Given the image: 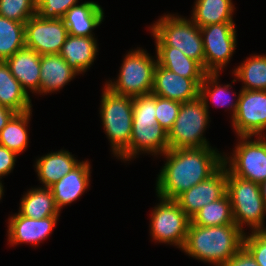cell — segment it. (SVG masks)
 <instances>
[{"mask_svg":"<svg viewBox=\"0 0 266 266\" xmlns=\"http://www.w3.org/2000/svg\"><path fill=\"white\" fill-rule=\"evenodd\" d=\"M215 148L168 149L166 163L157 175V197L175 200L184 191L206 180L223 165V155Z\"/></svg>","mask_w":266,"mask_h":266,"instance_id":"obj_1","label":"cell"},{"mask_svg":"<svg viewBox=\"0 0 266 266\" xmlns=\"http://www.w3.org/2000/svg\"><path fill=\"white\" fill-rule=\"evenodd\" d=\"M244 235L235 223L207 227L190 221L182 251L204 263L222 266L243 247Z\"/></svg>","mask_w":266,"mask_h":266,"instance_id":"obj_2","label":"cell"},{"mask_svg":"<svg viewBox=\"0 0 266 266\" xmlns=\"http://www.w3.org/2000/svg\"><path fill=\"white\" fill-rule=\"evenodd\" d=\"M100 117L115 157L130 161V140L133 121V97L102 90Z\"/></svg>","mask_w":266,"mask_h":266,"instance_id":"obj_3","label":"cell"},{"mask_svg":"<svg viewBox=\"0 0 266 266\" xmlns=\"http://www.w3.org/2000/svg\"><path fill=\"white\" fill-rule=\"evenodd\" d=\"M156 47H174L204 68V46L200 28L191 20L165 14L149 27Z\"/></svg>","mask_w":266,"mask_h":266,"instance_id":"obj_4","label":"cell"},{"mask_svg":"<svg viewBox=\"0 0 266 266\" xmlns=\"http://www.w3.org/2000/svg\"><path fill=\"white\" fill-rule=\"evenodd\" d=\"M226 193L230 198L234 223L242 231L244 225L250 227L251 232L266 230V205L259 184L234 176L227 169Z\"/></svg>","mask_w":266,"mask_h":266,"instance_id":"obj_5","label":"cell"},{"mask_svg":"<svg viewBox=\"0 0 266 266\" xmlns=\"http://www.w3.org/2000/svg\"><path fill=\"white\" fill-rule=\"evenodd\" d=\"M156 60L144 49L130 50L123 60L116 81L104 86L113 93L130 97L151 94Z\"/></svg>","mask_w":266,"mask_h":266,"instance_id":"obj_6","label":"cell"},{"mask_svg":"<svg viewBox=\"0 0 266 266\" xmlns=\"http://www.w3.org/2000/svg\"><path fill=\"white\" fill-rule=\"evenodd\" d=\"M209 114L200 97L181 103L178 116L168 132L170 149L211 147L203 136L208 128Z\"/></svg>","mask_w":266,"mask_h":266,"instance_id":"obj_7","label":"cell"},{"mask_svg":"<svg viewBox=\"0 0 266 266\" xmlns=\"http://www.w3.org/2000/svg\"><path fill=\"white\" fill-rule=\"evenodd\" d=\"M237 138L240 140L232 155H224L223 164L234 176L260 185L266 180V136Z\"/></svg>","mask_w":266,"mask_h":266,"instance_id":"obj_8","label":"cell"},{"mask_svg":"<svg viewBox=\"0 0 266 266\" xmlns=\"http://www.w3.org/2000/svg\"><path fill=\"white\" fill-rule=\"evenodd\" d=\"M150 219V235L154 241L174 245L182 250L191 219L175 200L158 197Z\"/></svg>","mask_w":266,"mask_h":266,"instance_id":"obj_9","label":"cell"},{"mask_svg":"<svg viewBox=\"0 0 266 266\" xmlns=\"http://www.w3.org/2000/svg\"><path fill=\"white\" fill-rule=\"evenodd\" d=\"M204 46V70L219 73L235 52L237 39L234 22L217 23L200 28Z\"/></svg>","mask_w":266,"mask_h":266,"instance_id":"obj_10","label":"cell"},{"mask_svg":"<svg viewBox=\"0 0 266 266\" xmlns=\"http://www.w3.org/2000/svg\"><path fill=\"white\" fill-rule=\"evenodd\" d=\"M238 96L237 111L231 122L237 136H265L266 90L241 89Z\"/></svg>","mask_w":266,"mask_h":266,"instance_id":"obj_11","label":"cell"},{"mask_svg":"<svg viewBox=\"0 0 266 266\" xmlns=\"http://www.w3.org/2000/svg\"><path fill=\"white\" fill-rule=\"evenodd\" d=\"M68 35L62 18L43 19L36 14L25 22V47L39 55L59 54Z\"/></svg>","mask_w":266,"mask_h":266,"instance_id":"obj_12","label":"cell"},{"mask_svg":"<svg viewBox=\"0 0 266 266\" xmlns=\"http://www.w3.org/2000/svg\"><path fill=\"white\" fill-rule=\"evenodd\" d=\"M227 192V167L223 164L213 175L180 194L175 201L191 219L202 207L222 198Z\"/></svg>","mask_w":266,"mask_h":266,"instance_id":"obj_13","label":"cell"},{"mask_svg":"<svg viewBox=\"0 0 266 266\" xmlns=\"http://www.w3.org/2000/svg\"><path fill=\"white\" fill-rule=\"evenodd\" d=\"M202 81L180 76L157 63L151 94L180 103L189 102L199 97Z\"/></svg>","mask_w":266,"mask_h":266,"instance_id":"obj_14","label":"cell"},{"mask_svg":"<svg viewBox=\"0 0 266 266\" xmlns=\"http://www.w3.org/2000/svg\"><path fill=\"white\" fill-rule=\"evenodd\" d=\"M59 216L31 219L19 212L8 219V242L11 246L29 243L36 246L44 241L56 227Z\"/></svg>","mask_w":266,"mask_h":266,"instance_id":"obj_15","label":"cell"},{"mask_svg":"<svg viewBox=\"0 0 266 266\" xmlns=\"http://www.w3.org/2000/svg\"><path fill=\"white\" fill-rule=\"evenodd\" d=\"M90 169V163L87 160H82L69 173L49 187L60 212L62 207L75 202L88 189L89 177L91 176Z\"/></svg>","mask_w":266,"mask_h":266,"instance_id":"obj_16","label":"cell"},{"mask_svg":"<svg viewBox=\"0 0 266 266\" xmlns=\"http://www.w3.org/2000/svg\"><path fill=\"white\" fill-rule=\"evenodd\" d=\"M168 149V132L158 123H132L130 161L144 152L162 156Z\"/></svg>","mask_w":266,"mask_h":266,"instance_id":"obj_17","label":"cell"},{"mask_svg":"<svg viewBox=\"0 0 266 266\" xmlns=\"http://www.w3.org/2000/svg\"><path fill=\"white\" fill-rule=\"evenodd\" d=\"M40 61L41 55L27 47L18 50L10 58L5 60L14 78L28 94L29 90L32 93L39 91Z\"/></svg>","mask_w":266,"mask_h":266,"instance_id":"obj_18","label":"cell"},{"mask_svg":"<svg viewBox=\"0 0 266 266\" xmlns=\"http://www.w3.org/2000/svg\"><path fill=\"white\" fill-rule=\"evenodd\" d=\"M62 19L69 35L95 37L92 31L102 23L104 11L97 2L87 1L71 7Z\"/></svg>","mask_w":266,"mask_h":266,"instance_id":"obj_19","label":"cell"},{"mask_svg":"<svg viewBox=\"0 0 266 266\" xmlns=\"http://www.w3.org/2000/svg\"><path fill=\"white\" fill-rule=\"evenodd\" d=\"M40 68V95L59 91L79 75L59 54L41 55Z\"/></svg>","mask_w":266,"mask_h":266,"instance_id":"obj_20","label":"cell"},{"mask_svg":"<svg viewBox=\"0 0 266 266\" xmlns=\"http://www.w3.org/2000/svg\"><path fill=\"white\" fill-rule=\"evenodd\" d=\"M97 40L94 37L68 35L59 55L78 74L87 71L93 64L98 52Z\"/></svg>","mask_w":266,"mask_h":266,"instance_id":"obj_21","label":"cell"},{"mask_svg":"<svg viewBox=\"0 0 266 266\" xmlns=\"http://www.w3.org/2000/svg\"><path fill=\"white\" fill-rule=\"evenodd\" d=\"M80 162L69 151L61 149L38 158L34 167L40 183L49 188Z\"/></svg>","mask_w":266,"mask_h":266,"instance_id":"obj_22","label":"cell"},{"mask_svg":"<svg viewBox=\"0 0 266 266\" xmlns=\"http://www.w3.org/2000/svg\"><path fill=\"white\" fill-rule=\"evenodd\" d=\"M30 94L14 78L5 61H0V106L16 113L32 110Z\"/></svg>","mask_w":266,"mask_h":266,"instance_id":"obj_23","label":"cell"},{"mask_svg":"<svg viewBox=\"0 0 266 266\" xmlns=\"http://www.w3.org/2000/svg\"><path fill=\"white\" fill-rule=\"evenodd\" d=\"M157 63L186 78L203 79L206 72L194 59L187 57L182 51L174 47H156Z\"/></svg>","mask_w":266,"mask_h":266,"instance_id":"obj_24","label":"cell"},{"mask_svg":"<svg viewBox=\"0 0 266 266\" xmlns=\"http://www.w3.org/2000/svg\"><path fill=\"white\" fill-rule=\"evenodd\" d=\"M20 200L19 213L31 219H43L49 216H59L54 196L47 187L32 188Z\"/></svg>","mask_w":266,"mask_h":266,"instance_id":"obj_25","label":"cell"},{"mask_svg":"<svg viewBox=\"0 0 266 266\" xmlns=\"http://www.w3.org/2000/svg\"><path fill=\"white\" fill-rule=\"evenodd\" d=\"M232 0H196L190 18L199 28L224 22H234Z\"/></svg>","mask_w":266,"mask_h":266,"instance_id":"obj_26","label":"cell"},{"mask_svg":"<svg viewBox=\"0 0 266 266\" xmlns=\"http://www.w3.org/2000/svg\"><path fill=\"white\" fill-rule=\"evenodd\" d=\"M32 110L15 113L6 126L0 131V145L20 154L28 147L29 136L27 127Z\"/></svg>","mask_w":266,"mask_h":266,"instance_id":"obj_27","label":"cell"},{"mask_svg":"<svg viewBox=\"0 0 266 266\" xmlns=\"http://www.w3.org/2000/svg\"><path fill=\"white\" fill-rule=\"evenodd\" d=\"M236 80L242 81L244 90H266V55H252L232 72Z\"/></svg>","mask_w":266,"mask_h":266,"instance_id":"obj_28","label":"cell"},{"mask_svg":"<svg viewBox=\"0 0 266 266\" xmlns=\"http://www.w3.org/2000/svg\"><path fill=\"white\" fill-rule=\"evenodd\" d=\"M218 73H206L202 83L200 84L199 97L203 100L206 109H209V100L215 106L225 107L229 106L232 111L231 119H233L236 114L238 107V97L236 101L230 100L229 98V87L232 88L231 84L221 85L218 84L220 80L218 79ZM234 102V103H233Z\"/></svg>","mask_w":266,"mask_h":266,"instance_id":"obj_29","label":"cell"},{"mask_svg":"<svg viewBox=\"0 0 266 266\" xmlns=\"http://www.w3.org/2000/svg\"><path fill=\"white\" fill-rule=\"evenodd\" d=\"M191 222L199 226H221L234 224L231 202L226 193L217 201L202 207L192 218Z\"/></svg>","mask_w":266,"mask_h":266,"instance_id":"obj_30","label":"cell"},{"mask_svg":"<svg viewBox=\"0 0 266 266\" xmlns=\"http://www.w3.org/2000/svg\"><path fill=\"white\" fill-rule=\"evenodd\" d=\"M25 47V23L0 16V61Z\"/></svg>","mask_w":266,"mask_h":266,"instance_id":"obj_31","label":"cell"},{"mask_svg":"<svg viewBox=\"0 0 266 266\" xmlns=\"http://www.w3.org/2000/svg\"><path fill=\"white\" fill-rule=\"evenodd\" d=\"M37 14V0H0V16L25 23Z\"/></svg>","mask_w":266,"mask_h":266,"instance_id":"obj_32","label":"cell"},{"mask_svg":"<svg viewBox=\"0 0 266 266\" xmlns=\"http://www.w3.org/2000/svg\"><path fill=\"white\" fill-rule=\"evenodd\" d=\"M155 112L156 95L148 94L133 97L132 123H158Z\"/></svg>","mask_w":266,"mask_h":266,"instance_id":"obj_33","label":"cell"},{"mask_svg":"<svg viewBox=\"0 0 266 266\" xmlns=\"http://www.w3.org/2000/svg\"><path fill=\"white\" fill-rule=\"evenodd\" d=\"M181 103L166 99L156 95V112L155 116L158 124L167 132L173 127L178 116Z\"/></svg>","mask_w":266,"mask_h":266,"instance_id":"obj_34","label":"cell"},{"mask_svg":"<svg viewBox=\"0 0 266 266\" xmlns=\"http://www.w3.org/2000/svg\"><path fill=\"white\" fill-rule=\"evenodd\" d=\"M78 0H37V15L43 19L63 18Z\"/></svg>","mask_w":266,"mask_h":266,"instance_id":"obj_35","label":"cell"},{"mask_svg":"<svg viewBox=\"0 0 266 266\" xmlns=\"http://www.w3.org/2000/svg\"><path fill=\"white\" fill-rule=\"evenodd\" d=\"M243 247L252 255L259 266H266V230L245 232Z\"/></svg>","mask_w":266,"mask_h":266,"instance_id":"obj_36","label":"cell"},{"mask_svg":"<svg viewBox=\"0 0 266 266\" xmlns=\"http://www.w3.org/2000/svg\"><path fill=\"white\" fill-rule=\"evenodd\" d=\"M18 154L0 145V180L13 171Z\"/></svg>","mask_w":266,"mask_h":266,"instance_id":"obj_37","label":"cell"},{"mask_svg":"<svg viewBox=\"0 0 266 266\" xmlns=\"http://www.w3.org/2000/svg\"><path fill=\"white\" fill-rule=\"evenodd\" d=\"M222 266H259L252 255L242 247Z\"/></svg>","mask_w":266,"mask_h":266,"instance_id":"obj_38","label":"cell"},{"mask_svg":"<svg viewBox=\"0 0 266 266\" xmlns=\"http://www.w3.org/2000/svg\"><path fill=\"white\" fill-rule=\"evenodd\" d=\"M12 109L0 106V131L6 126L10 118L15 114Z\"/></svg>","mask_w":266,"mask_h":266,"instance_id":"obj_39","label":"cell"},{"mask_svg":"<svg viewBox=\"0 0 266 266\" xmlns=\"http://www.w3.org/2000/svg\"><path fill=\"white\" fill-rule=\"evenodd\" d=\"M261 195L266 205V180L260 184Z\"/></svg>","mask_w":266,"mask_h":266,"instance_id":"obj_40","label":"cell"},{"mask_svg":"<svg viewBox=\"0 0 266 266\" xmlns=\"http://www.w3.org/2000/svg\"><path fill=\"white\" fill-rule=\"evenodd\" d=\"M4 186L2 185V181H0V200L2 199V196L4 195Z\"/></svg>","mask_w":266,"mask_h":266,"instance_id":"obj_41","label":"cell"}]
</instances>
